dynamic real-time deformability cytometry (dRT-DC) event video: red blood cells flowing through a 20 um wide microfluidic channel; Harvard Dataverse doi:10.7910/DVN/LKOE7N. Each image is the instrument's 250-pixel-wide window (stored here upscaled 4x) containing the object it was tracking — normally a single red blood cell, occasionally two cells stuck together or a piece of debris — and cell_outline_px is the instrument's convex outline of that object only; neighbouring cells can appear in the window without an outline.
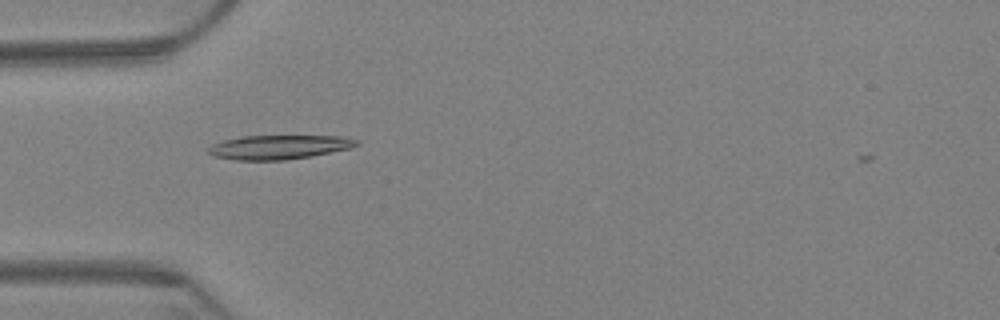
{"species": "Egyptian fruit bat (a non-hibernating species)", "species_latin": "Rousettus aegyptiacus", "temperature_condition": "warm", "stored_images_in_passage": 3, "camera_frame_rate_fps": 3000, "um_per_image_px": 0.085, "animal": {"sex": "female"}, "frame": {"image": 1, "passage_image": 1, "time_ms": 0.0, "image_size_px": [1000, 320], "cell_outline_px": [[360, 144], [352, 148], [308, 156], [284, 160], [236, 160], [212, 156], [208, 152], [208, 148], [212, 144], [224, 140], [244, 136], [344, 136], [360, 140]], "centroid_in_image_um": [23.73, 12.5], "position_along_channel_um": 61.3, "area_um2": 20.81}}
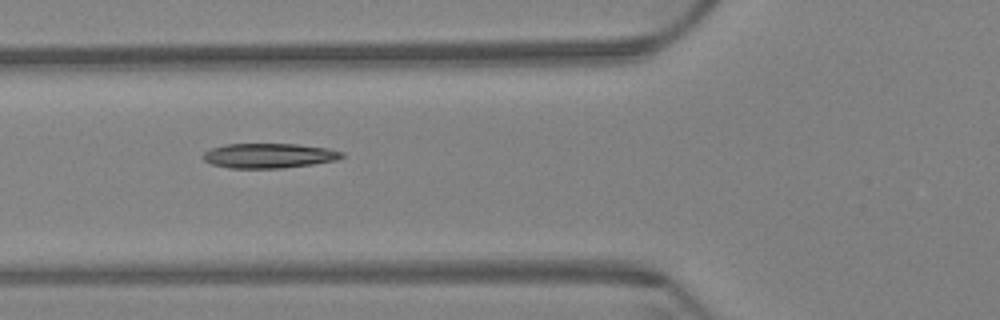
{"frame": {"image": 2, "passage_image": 2, "time_ms": 0.333, "image_size_px": [1000, 320], "cell_outline_px": [[344, 156], [336, 160], [312, 164], [280, 168], [228, 168], [212, 164], [204, 160], [200, 156], [204, 152], [212, 148], [224, 144], [296, 144], [328, 148], [344, 152]], "centroid_in_image_um": [22.84, 13.23], "position_along_channel_um": 103.0, "area_um2": 20.06}}
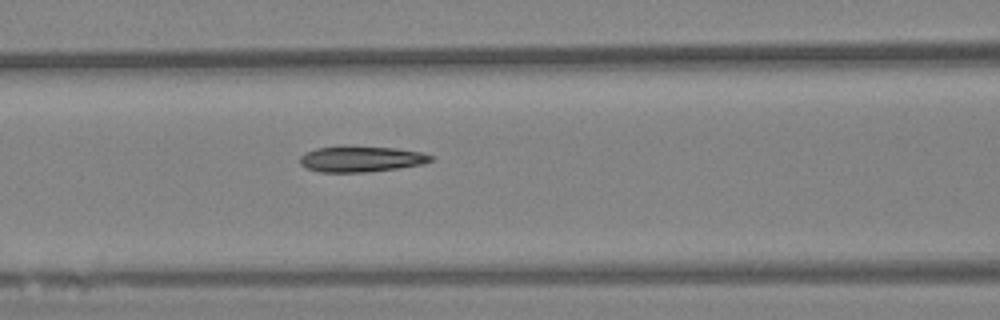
{"frame": {"image": 3, "passage_image": 3, "time_ms": 0.667, "image_size_px": [1000, 320], "cell_outline_px": [[436, 156], [432, 160], [424, 164], [368, 172], [320, 172], [304, 168], [300, 164], [300, 156], [304, 152], [316, 148], [396, 148], [420, 152]], "centroid_in_image_um": [30.69, 13.55], "position_along_channel_um": 135.9, "area_um2": 19.19}}